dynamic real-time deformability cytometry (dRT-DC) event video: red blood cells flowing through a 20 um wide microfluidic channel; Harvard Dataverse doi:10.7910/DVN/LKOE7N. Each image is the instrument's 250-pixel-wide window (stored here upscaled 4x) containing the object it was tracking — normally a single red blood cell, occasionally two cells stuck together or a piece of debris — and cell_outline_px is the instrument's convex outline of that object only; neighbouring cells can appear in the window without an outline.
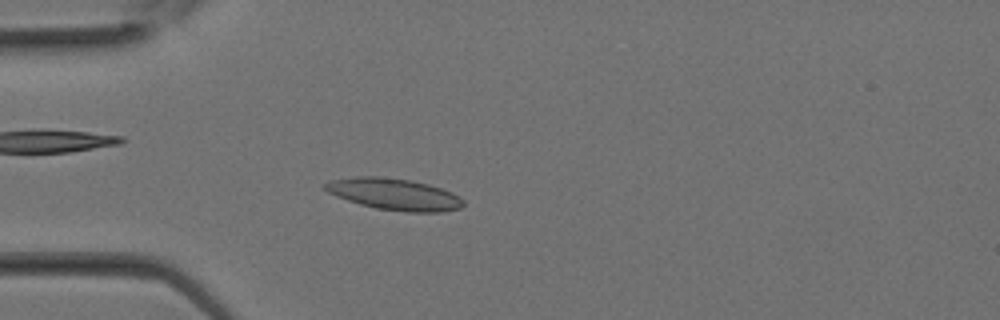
{"species": "Egyptian fruit bat (a non-hibernating species)", "species_latin": "Rousettus aegyptiacus", "temperature_condition": "room temperature", "stored_images_in_passage": 30, "camera_frame_rate_fps": 3000, "um_per_image_px": 0.085, "animal": {"sex": "female"}, "frame": {"image": 1, "passage_image": 8, "time_ms": 2.333, "image_size_px": [1000, 320], "cell_outline_px": [[464, 204], [460, 208], [440, 212], [408, 212], [376, 208], [360, 204], [336, 196], [328, 192], [324, 188], [324, 184], [332, 180], [356, 176], [376, 176], [412, 180], [428, 184], [452, 192], [460, 196], [464, 200]], "centroid_in_image_um": [33.53, 16.51], "position_along_channel_um": 51.5, "area_um2": 25.37}}
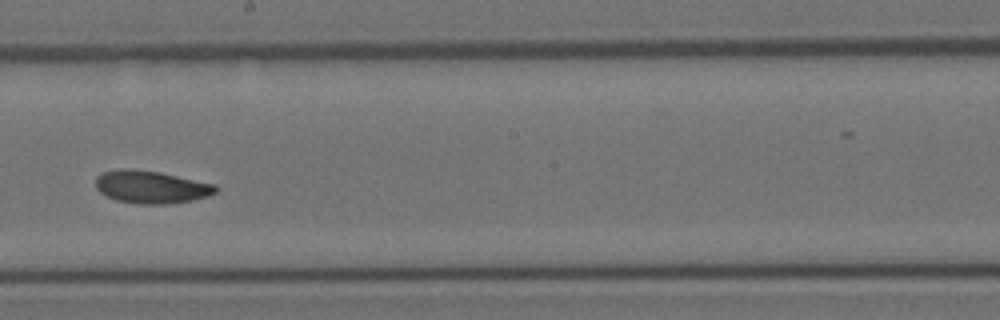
{"frame": {"image": 2, "passage_image": 17, "time_ms": 5.333, "image_size_px": [1000, 320], "cell_outline_px": [[220, 188], [216, 192], [208, 196], [192, 200], [168, 204], [140, 204], [116, 200], [100, 192], [96, 188], [96, 176], [104, 172], [120, 168], [124, 168], [160, 172], [216, 184]], "centroid_in_image_um": [12.88, 15.89], "position_along_channel_um": 235.3, "area_um2": 22.89}}
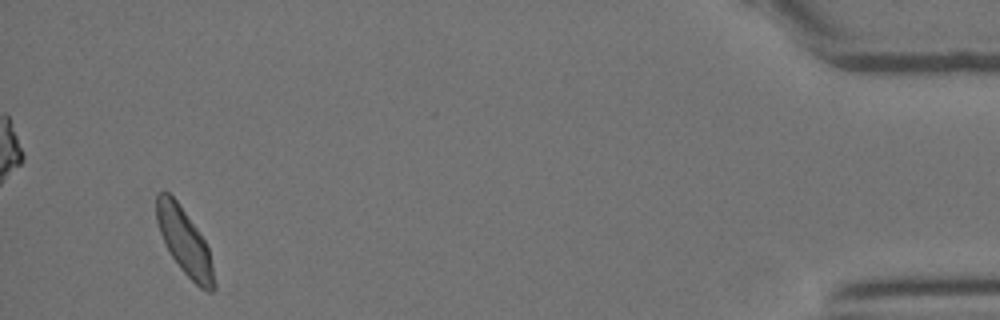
{"frame": {"image": 3, "passage_image": 29, "time_ms": 9.333, "image_size_px": [1000, 320], "cell_outline_px": [[216, 288], [212, 292], [208, 292], [200, 288], [180, 268], [168, 252], [160, 232], [156, 220], [156, 192], [168, 192], [176, 200], [196, 228], [204, 240], [208, 248], [212, 264], [216, 284]], "centroid_in_image_um": [15.68, 20.57], "position_along_channel_um": 419.5, "area_um2": 22.02}}